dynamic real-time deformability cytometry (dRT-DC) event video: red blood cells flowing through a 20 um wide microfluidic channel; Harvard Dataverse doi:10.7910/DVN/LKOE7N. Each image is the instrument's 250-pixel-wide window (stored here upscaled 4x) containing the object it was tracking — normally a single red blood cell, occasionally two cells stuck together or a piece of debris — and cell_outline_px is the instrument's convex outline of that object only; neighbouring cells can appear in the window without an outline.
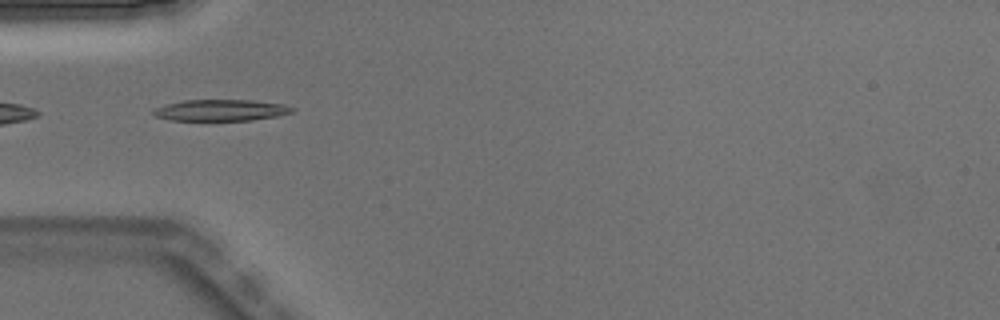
{"species": "Egyptian fruit bat (a non-hibernating species)", "species_latin": "Rousettus aegyptiacus", "temperature_condition": "warm", "stored_images_in_passage": 5, "segment_of_instrument_passage": [2, 2], "camera_frame_rate_fps": 3000, "um_per_image_px": 0.085, "animal": {"sex": "male"}, "frame": {"image": 1, "passage_image": 5, "time_ms": 1.333, "image_size_px": [1000, 320], "cell_outline_px": [[296, 108], [292, 112], [276, 116], [252, 120], [172, 120], [156, 116], [152, 112], [156, 108], [164, 104], [184, 100], [252, 100], [284, 104]], "centroid_in_image_um": [18.79, 9.36], "position_along_channel_um": 66.2, "area_um2": 17.17}}